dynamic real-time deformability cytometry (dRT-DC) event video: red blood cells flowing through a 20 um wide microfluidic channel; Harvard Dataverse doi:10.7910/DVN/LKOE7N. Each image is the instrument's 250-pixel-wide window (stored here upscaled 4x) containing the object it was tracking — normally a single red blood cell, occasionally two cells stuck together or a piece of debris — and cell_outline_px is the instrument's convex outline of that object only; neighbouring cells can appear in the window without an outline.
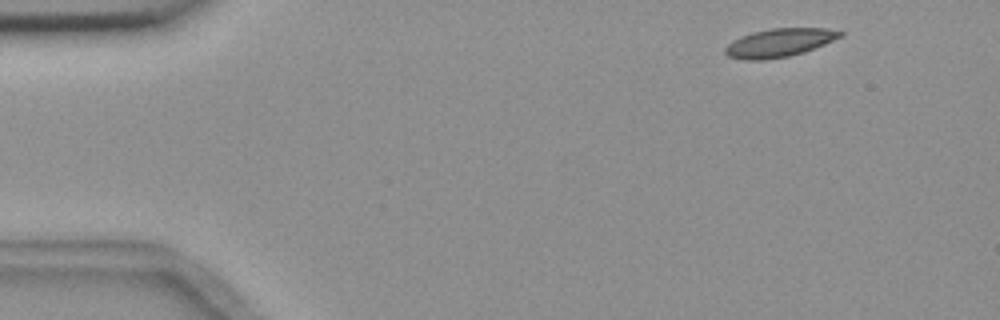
{"species": "common noctule bat (a hibernating species)", "species_latin": "Nyctalus noctula", "temperature_condition": "room temperature", "stored_images_in_passage": 4, "camera_frame_rate_fps": 3000, "um_per_image_px": 0.085, "animal": {"sex": "female", "body_mass_g": 18.4}, "frame": {"image": 1, "passage_image": 1, "time_ms": 0.0, "image_size_px": [1000, 320], "cell_outline_px": [[844, 36], [804, 52], [788, 56], [764, 60], [744, 60], [728, 56], [724, 52], [724, 48], [732, 40], [740, 36], [752, 32], [772, 28], [828, 28], [844, 32]], "centroid_in_image_um": [66.23, 3.63], "position_along_channel_um": 18.8, "area_um2": 19.13}}
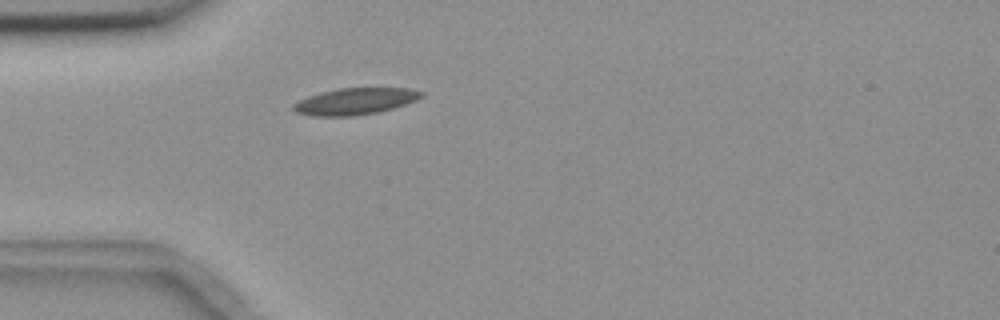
{"frame": {"image": 2, "passage_image": 4, "time_ms": 3.333, "image_size_px": [1000, 320], "cell_outline_px": [[424, 96], [416, 100], [380, 112], [356, 116], [312, 116], [296, 112], [292, 108], [292, 104], [308, 96], [320, 92], [340, 88], [412, 88], [424, 92]], "centroid_in_image_um": [30.19, 8.61], "position_along_channel_um": 54.8, "area_um2": 19.94}}